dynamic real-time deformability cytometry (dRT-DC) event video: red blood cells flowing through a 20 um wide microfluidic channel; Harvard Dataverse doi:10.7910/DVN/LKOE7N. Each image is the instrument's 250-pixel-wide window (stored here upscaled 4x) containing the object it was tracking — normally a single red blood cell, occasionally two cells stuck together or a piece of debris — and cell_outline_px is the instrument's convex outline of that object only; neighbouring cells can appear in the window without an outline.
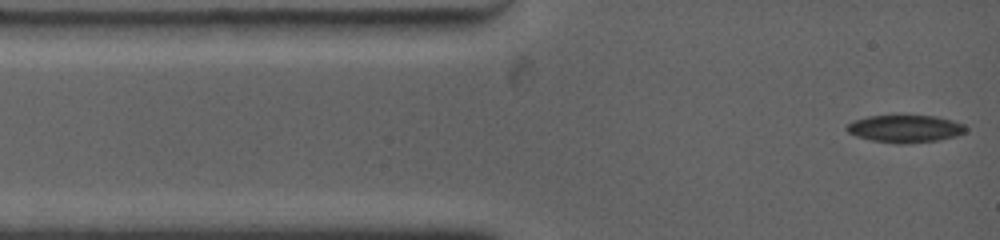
{"species": "common noctule bat (a hibernating species)", "species_latin": "Nyctalus noctula", "temperature_condition": "warm", "stored_images_in_passage": 6, "camera_frame_rate_fps": 4500, "um_per_image_px": 0.085, "animal": {"sex": "female", "body_mass_g": 19.0, "forearm_length_mm": 53.3}, "frame": {"image": 1, "passage_image": 1, "time_ms": 0.0, "image_size_px": [1000, 240], "cell_outline_px": [[968, 128], [964, 132], [956, 136], [940, 140], [904, 144], [872, 140], [856, 136], [848, 132], [844, 128], [852, 120], [868, 116], [896, 112], [936, 116], [952, 120], [964, 124]], "centroid_in_image_um": [76.92, 10.88], "position_along_channel_um": 8.1, "area_um2": 20.0}}
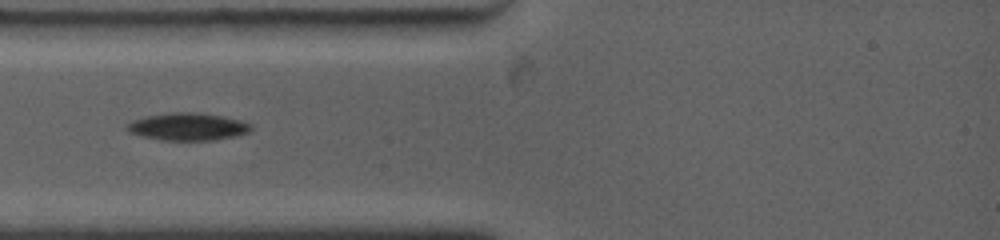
{"frame": {"image": 2, "passage_image": 4, "time_ms": 2.667, "image_size_px": [1000, 240], "cell_outline_px": [[252, 128], [248, 132], [236, 136], [216, 140], [160, 140], [144, 136], [132, 132], [128, 128], [128, 124], [132, 120], [148, 116], [172, 112], [196, 112], [224, 116], [240, 120], [252, 124]], "centroid_in_image_um": [16.04, 10.76], "position_along_channel_um": 69.0, "area_um2": 19.65}}
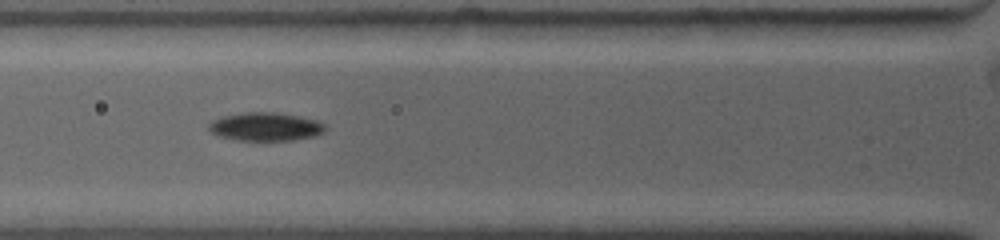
{"frame": {"image": 3, "passage_image": 5, "time_ms": 3.556, "image_size_px": [1000, 240], "cell_outline_px": [[324, 132], [312, 136], [292, 140], [240, 140], [220, 136], [212, 132], [208, 128], [208, 124], [224, 116], [248, 112], [272, 112], [300, 116], [316, 120], [324, 124]], "centroid_in_image_um": [22.59, 10.76], "position_along_channel_um": 103.2, "area_um2": 18.79}}